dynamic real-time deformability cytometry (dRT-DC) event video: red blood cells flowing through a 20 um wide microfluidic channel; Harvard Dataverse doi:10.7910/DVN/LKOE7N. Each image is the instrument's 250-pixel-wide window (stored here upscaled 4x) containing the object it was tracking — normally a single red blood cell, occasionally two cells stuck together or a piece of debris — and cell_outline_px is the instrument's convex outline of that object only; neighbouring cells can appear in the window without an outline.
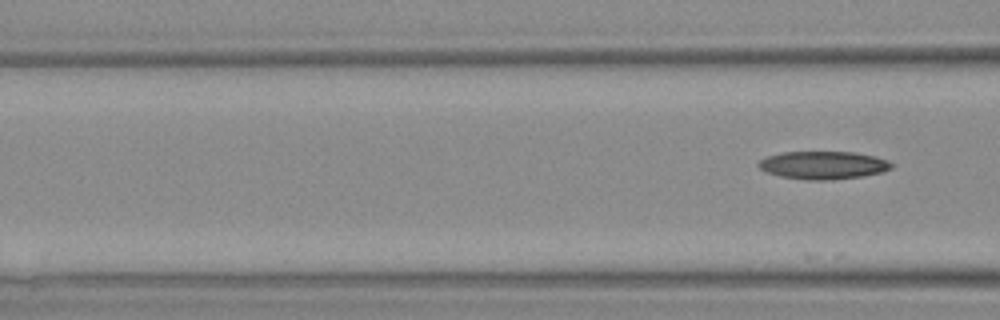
{"species": "Egyptian fruit bat (a non-hibernating species)", "species_latin": "Rousettus aegyptiacus", "temperature_condition": "warm", "stored_images_in_passage": 4, "segment_of_instrument_passage": [2, 2], "camera_frame_rate_fps": 3000, "um_per_image_px": 0.085, "animal": {"sex": "female"}, "frame": {"image": 1, "passage_image": 4, "time_ms": 4.333, "image_size_px": [1000, 320], "cell_outline_px": [[892, 168], [880, 172], [860, 176], [832, 180], [804, 180], [780, 176], [768, 172], [760, 168], [756, 164], [760, 160], [768, 156], [784, 152], [852, 152], [872, 156], [888, 160], [892, 164]], "centroid_in_image_um": [69.94, 14.04], "position_along_channel_um": 96.7, "area_um2": 21.39}}